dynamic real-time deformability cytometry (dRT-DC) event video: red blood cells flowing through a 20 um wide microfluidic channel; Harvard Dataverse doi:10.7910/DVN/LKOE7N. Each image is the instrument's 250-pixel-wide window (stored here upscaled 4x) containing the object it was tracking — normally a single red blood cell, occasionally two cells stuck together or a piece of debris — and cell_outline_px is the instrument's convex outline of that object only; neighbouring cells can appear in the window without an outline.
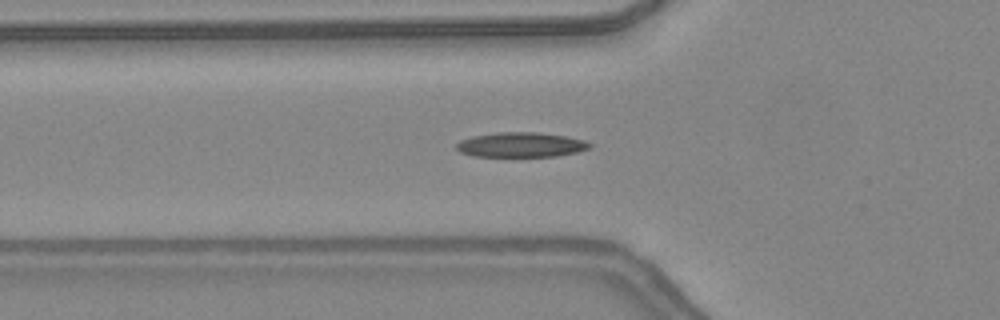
{"species": "common noctule bat (a hibernating species)", "species_latin": "Nyctalus noctula", "temperature_condition": "warm", "stored_images_in_passage": 45, "camera_frame_rate_fps": 3000, "um_per_image_px": 0.085, "animal": {"sex": "female", "body_mass_g": 24.6, "forearm_length_mm": 56.2}, "frame": {"image": 1, "passage_image": 16, "time_ms": 5.0, "image_size_px": [1000, 320], "cell_outline_px": [[592, 148], [576, 152], [556, 156], [472, 156], [460, 152], [456, 148], [456, 144], [460, 140], [472, 136], [496, 132], [536, 132], [564, 136], [584, 140], [592, 144]], "centroid_in_image_um": [44.26, 12.3], "position_along_channel_um": 81.5, "area_um2": 19.25}}
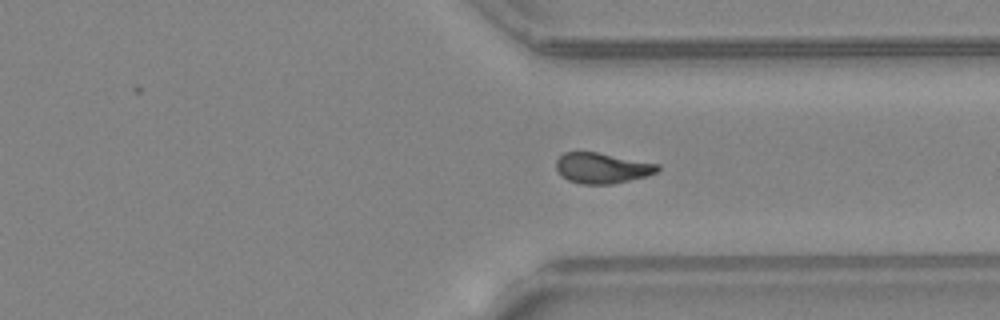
{"frame": {"image": 2, "passage_image": 35, "time_ms": 11.333, "image_size_px": [1000, 320], "cell_outline_px": [[660, 168], [656, 172], [648, 176], [612, 184], [580, 184], [568, 180], [560, 176], [556, 172], [556, 160], [564, 152], [596, 152], [660, 164]], "centroid_in_image_um": [51.15, 14.29], "position_along_channel_um": 360.2, "area_um2": 18.21}}
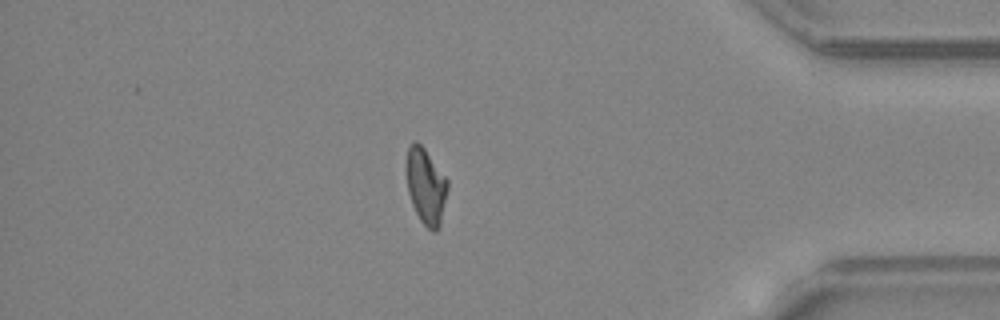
{"frame": {"image": 3, "passage_image": 40, "time_ms": 13.0, "image_size_px": [1000, 320], "cell_outline_px": [[448, 188], [440, 224], [436, 232], [432, 232], [420, 220], [412, 204], [408, 192], [404, 168], [404, 164], [408, 148], [416, 140], [424, 148], [448, 180]], "centroid_in_image_um": [36.17, 15.81], "position_along_channel_um": 399.0, "area_um2": 18.38}}